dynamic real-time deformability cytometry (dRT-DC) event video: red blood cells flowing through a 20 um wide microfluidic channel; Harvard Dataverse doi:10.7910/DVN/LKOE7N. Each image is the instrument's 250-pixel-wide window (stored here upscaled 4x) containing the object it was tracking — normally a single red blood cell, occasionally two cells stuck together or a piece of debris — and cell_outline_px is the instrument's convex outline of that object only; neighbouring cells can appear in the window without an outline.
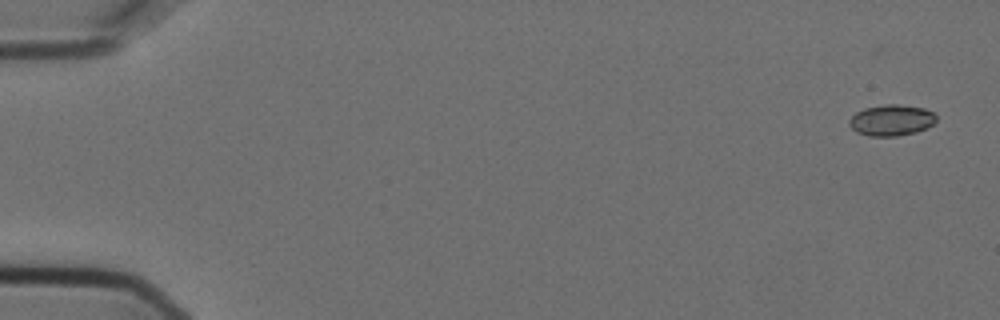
{"species": "Egyptian fruit bat (a non-hibernating species)", "species_latin": "Rousettus aegyptiacus", "temperature_condition": "cold", "stored_images_in_passage": 4, "camera_frame_rate_fps": 3000, "um_per_image_px": 0.085, "animal": {"sex": "female"}, "frame": {"image": 1, "passage_image": 1, "time_ms": 0.0, "image_size_px": [1000, 320], "cell_outline_px": [[936, 120], [932, 124], [916, 132], [896, 136], [868, 136], [856, 132], [848, 124], [848, 120], [856, 112], [864, 108], [888, 104], [900, 104], [924, 108], [932, 112], [936, 116]], "centroid_in_image_um": [75.74, 10.21], "position_along_channel_um": 9.3, "area_um2": 15.72}}
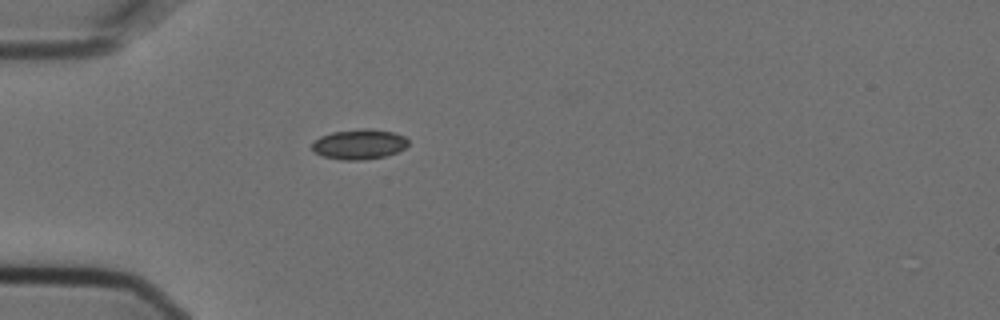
{"frame": {"image": 2, "passage_image": 4, "time_ms": 1.0, "image_size_px": [1000, 320], "cell_outline_px": [[408, 144], [404, 148], [396, 152], [384, 156], [360, 160], [344, 160], [324, 156], [316, 152], [312, 148], [312, 144], [320, 136], [332, 132], [364, 128], [368, 128], [392, 132], [404, 136], [408, 140]], "centroid_in_image_um": [30.54, 12.25], "position_along_channel_um": 54.5, "area_um2": 16.59}}